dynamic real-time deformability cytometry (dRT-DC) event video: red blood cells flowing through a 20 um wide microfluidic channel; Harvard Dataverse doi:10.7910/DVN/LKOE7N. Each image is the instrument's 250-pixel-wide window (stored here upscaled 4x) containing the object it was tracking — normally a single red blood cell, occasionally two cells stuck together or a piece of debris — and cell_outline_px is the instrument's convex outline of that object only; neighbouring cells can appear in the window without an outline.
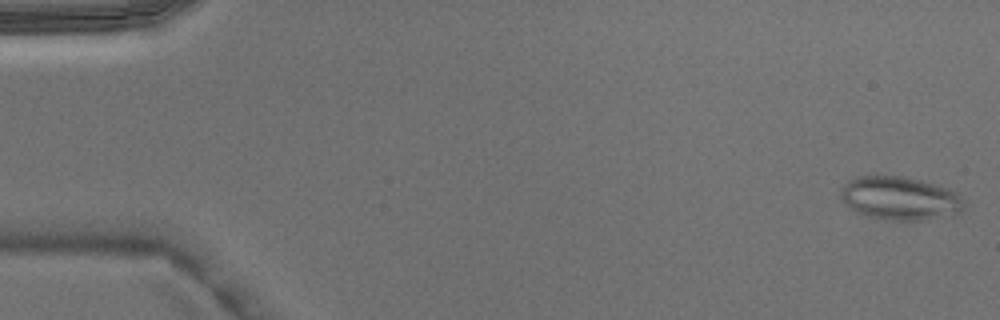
{"species": "Egyptian fruit bat (a non-hibernating species)", "species_latin": "Rousettus aegyptiacus", "temperature_condition": "warm", "stored_images_in_passage": 3, "camera_frame_rate_fps": 3000, "um_per_image_px": 0.085, "animal": {"sex": "male"}, "frame": {"image": 1, "passage_image": 1, "time_ms": 0.0, "image_size_px": [1000, 320], "cell_outline_px": [[964, 208], [960, 212], [924, 220], [888, 220], [868, 216], [856, 212], [840, 196], [840, 192], [844, 184], [848, 180], [856, 176], [900, 176], [920, 180], [948, 188], [956, 192], [964, 200]], "centroid_in_image_um": [76.49, 16.85], "position_along_channel_um": 8.5, "area_um2": 30.92}}